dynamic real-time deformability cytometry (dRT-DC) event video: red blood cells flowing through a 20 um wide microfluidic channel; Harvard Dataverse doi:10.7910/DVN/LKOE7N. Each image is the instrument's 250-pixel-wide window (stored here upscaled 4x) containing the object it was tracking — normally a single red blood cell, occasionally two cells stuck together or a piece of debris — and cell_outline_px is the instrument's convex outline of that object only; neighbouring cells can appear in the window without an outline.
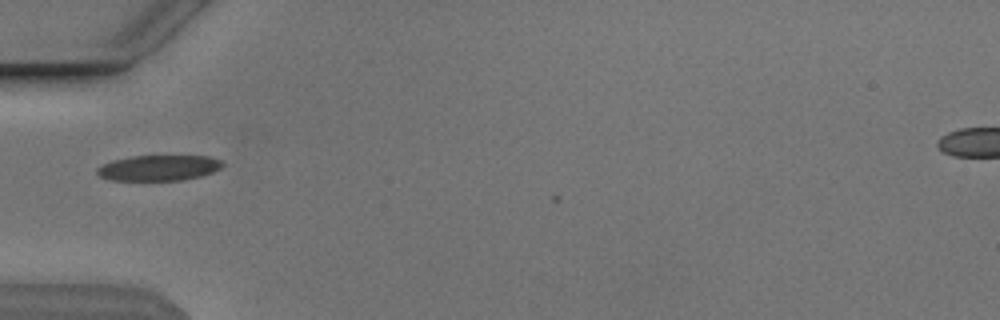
{"species": "Egyptian fruit bat (a non-hibernating species)", "species_latin": "Rousettus aegyptiacus", "temperature_condition": "cold", "stored_images_in_passage": 3, "camera_frame_rate_fps": 3000, "um_per_image_px": 0.085, "animal": {"sex": "male"}, "frame": {"image": 1, "passage_image": 1, "time_ms": 0.0, "image_size_px": [1000, 320], "cell_outline_px": [[224, 164], [220, 168], [212, 172], [200, 176], [180, 180], [108, 180], [100, 176], [96, 172], [96, 168], [112, 160], [132, 156], [208, 156], [220, 160]], "centroid_in_image_um": [13.46, 14.27], "position_along_channel_um": 71.5, "area_um2": 18.55}}